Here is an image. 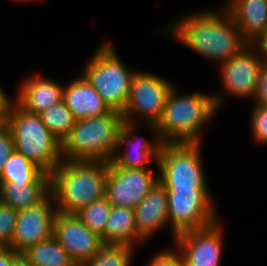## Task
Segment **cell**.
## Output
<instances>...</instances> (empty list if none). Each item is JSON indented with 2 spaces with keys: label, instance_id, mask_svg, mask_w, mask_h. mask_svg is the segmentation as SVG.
<instances>
[{
  "label": "cell",
  "instance_id": "cell-1",
  "mask_svg": "<svg viewBox=\"0 0 267 266\" xmlns=\"http://www.w3.org/2000/svg\"><path fill=\"white\" fill-rule=\"evenodd\" d=\"M221 11L191 12L172 24L166 32L198 54L219 63L238 55L249 43L240 33L232 16L223 6Z\"/></svg>",
  "mask_w": 267,
  "mask_h": 266
},
{
  "label": "cell",
  "instance_id": "cell-2",
  "mask_svg": "<svg viewBox=\"0 0 267 266\" xmlns=\"http://www.w3.org/2000/svg\"><path fill=\"white\" fill-rule=\"evenodd\" d=\"M195 92L181 95L174 85L155 125L161 143H202V128L216 114L223 96Z\"/></svg>",
  "mask_w": 267,
  "mask_h": 266
},
{
  "label": "cell",
  "instance_id": "cell-3",
  "mask_svg": "<svg viewBox=\"0 0 267 266\" xmlns=\"http://www.w3.org/2000/svg\"><path fill=\"white\" fill-rule=\"evenodd\" d=\"M108 162L62 160L50 173V194L60 213L75 214L105 196Z\"/></svg>",
  "mask_w": 267,
  "mask_h": 266
},
{
  "label": "cell",
  "instance_id": "cell-4",
  "mask_svg": "<svg viewBox=\"0 0 267 266\" xmlns=\"http://www.w3.org/2000/svg\"><path fill=\"white\" fill-rule=\"evenodd\" d=\"M123 122L122 113L115 110L76 120L71 133L61 144L62 160L110 162Z\"/></svg>",
  "mask_w": 267,
  "mask_h": 266
},
{
  "label": "cell",
  "instance_id": "cell-5",
  "mask_svg": "<svg viewBox=\"0 0 267 266\" xmlns=\"http://www.w3.org/2000/svg\"><path fill=\"white\" fill-rule=\"evenodd\" d=\"M5 122L11 130L14 149L44 172L50 174L62 162L61 143L48 130L39 114L25 111L13 98Z\"/></svg>",
  "mask_w": 267,
  "mask_h": 266
},
{
  "label": "cell",
  "instance_id": "cell-6",
  "mask_svg": "<svg viewBox=\"0 0 267 266\" xmlns=\"http://www.w3.org/2000/svg\"><path fill=\"white\" fill-rule=\"evenodd\" d=\"M128 67L108 40L98 46L81 75L99 93L110 110L123 113L133 76L137 72Z\"/></svg>",
  "mask_w": 267,
  "mask_h": 266
},
{
  "label": "cell",
  "instance_id": "cell-7",
  "mask_svg": "<svg viewBox=\"0 0 267 266\" xmlns=\"http://www.w3.org/2000/svg\"><path fill=\"white\" fill-rule=\"evenodd\" d=\"M202 143H163L158 181L165 189H209L201 155Z\"/></svg>",
  "mask_w": 267,
  "mask_h": 266
},
{
  "label": "cell",
  "instance_id": "cell-8",
  "mask_svg": "<svg viewBox=\"0 0 267 266\" xmlns=\"http://www.w3.org/2000/svg\"><path fill=\"white\" fill-rule=\"evenodd\" d=\"M174 84L161 76L137 70L133 76L130 94L122 113L124 121L136 123L138 121L152 129L155 136V125L164 111L169 92ZM136 116V117H135ZM135 118H140L136 121Z\"/></svg>",
  "mask_w": 267,
  "mask_h": 266
},
{
  "label": "cell",
  "instance_id": "cell-9",
  "mask_svg": "<svg viewBox=\"0 0 267 266\" xmlns=\"http://www.w3.org/2000/svg\"><path fill=\"white\" fill-rule=\"evenodd\" d=\"M172 238L219 221L209 189H165Z\"/></svg>",
  "mask_w": 267,
  "mask_h": 266
},
{
  "label": "cell",
  "instance_id": "cell-10",
  "mask_svg": "<svg viewBox=\"0 0 267 266\" xmlns=\"http://www.w3.org/2000/svg\"><path fill=\"white\" fill-rule=\"evenodd\" d=\"M151 169H125L108 162L105 197L111 205L134 209L158 183Z\"/></svg>",
  "mask_w": 267,
  "mask_h": 266
},
{
  "label": "cell",
  "instance_id": "cell-11",
  "mask_svg": "<svg viewBox=\"0 0 267 266\" xmlns=\"http://www.w3.org/2000/svg\"><path fill=\"white\" fill-rule=\"evenodd\" d=\"M266 61L267 58L258 47L249 44L231 60L220 63L222 87L227 95L235 98H254L258 75Z\"/></svg>",
  "mask_w": 267,
  "mask_h": 266
},
{
  "label": "cell",
  "instance_id": "cell-12",
  "mask_svg": "<svg viewBox=\"0 0 267 266\" xmlns=\"http://www.w3.org/2000/svg\"><path fill=\"white\" fill-rule=\"evenodd\" d=\"M218 222L175 237L173 245L180 252L184 266H221L224 235Z\"/></svg>",
  "mask_w": 267,
  "mask_h": 266
},
{
  "label": "cell",
  "instance_id": "cell-13",
  "mask_svg": "<svg viewBox=\"0 0 267 266\" xmlns=\"http://www.w3.org/2000/svg\"><path fill=\"white\" fill-rule=\"evenodd\" d=\"M56 213L57 209L51 194L40 204L18 211L8 248L15 252H23L29 246L53 236Z\"/></svg>",
  "mask_w": 267,
  "mask_h": 266
},
{
  "label": "cell",
  "instance_id": "cell-14",
  "mask_svg": "<svg viewBox=\"0 0 267 266\" xmlns=\"http://www.w3.org/2000/svg\"><path fill=\"white\" fill-rule=\"evenodd\" d=\"M53 236L75 263L91 259L104 245L102 238L87 228L75 214L57 211Z\"/></svg>",
  "mask_w": 267,
  "mask_h": 266
},
{
  "label": "cell",
  "instance_id": "cell-15",
  "mask_svg": "<svg viewBox=\"0 0 267 266\" xmlns=\"http://www.w3.org/2000/svg\"><path fill=\"white\" fill-rule=\"evenodd\" d=\"M137 126V123L124 121L118 132V144L111 162L119 168L150 169L148 162L151 161L157 165L161 141L158 136H154V142L140 136L136 137L134 134ZM121 149L125 150L120 153Z\"/></svg>",
  "mask_w": 267,
  "mask_h": 266
},
{
  "label": "cell",
  "instance_id": "cell-16",
  "mask_svg": "<svg viewBox=\"0 0 267 266\" xmlns=\"http://www.w3.org/2000/svg\"><path fill=\"white\" fill-rule=\"evenodd\" d=\"M20 84L14 101L30 113L40 114L63 99L64 84L62 85L52 78L37 74L26 78Z\"/></svg>",
  "mask_w": 267,
  "mask_h": 266
},
{
  "label": "cell",
  "instance_id": "cell-17",
  "mask_svg": "<svg viewBox=\"0 0 267 266\" xmlns=\"http://www.w3.org/2000/svg\"><path fill=\"white\" fill-rule=\"evenodd\" d=\"M139 238L144 242L169 222L165 188L158 182L134 208Z\"/></svg>",
  "mask_w": 267,
  "mask_h": 266
},
{
  "label": "cell",
  "instance_id": "cell-18",
  "mask_svg": "<svg viewBox=\"0 0 267 266\" xmlns=\"http://www.w3.org/2000/svg\"><path fill=\"white\" fill-rule=\"evenodd\" d=\"M249 44H256L267 30V0H229L224 5Z\"/></svg>",
  "mask_w": 267,
  "mask_h": 266
},
{
  "label": "cell",
  "instance_id": "cell-19",
  "mask_svg": "<svg viewBox=\"0 0 267 266\" xmlns=\"http://www.w3.org/2000/svg\"><path fill=\"white\" fill-rule=\"evenodd\" d=\"M63 100L76 120L102 116L110 111L99 93L82 75L64 86Z\"/></svg>",
  "mask_w": 267,
  "mask_h": 266
},
{
  "label": "cell",
  "instance_id": "cell-20",
  "mask_svg": "<svg viewBox=\"0 0 267 266\" xmlns=\"http://www.w3.org/2000/svg\"><path fill=\"white\" fill-rule=\"evenodd\" d=\"M50 195V182L0 183V202L16 211L34 207Z\"/></svg>",
  "mask_w": 267,
  "mask_h": 266
},
{
  "label": "cell",
  "instance_id": "cell-21",
  "mask_svg": "<svg viewBox=\"0 0 267 266\" xmlns=\"http://www.w3.org/2000/svg\"><path fill=\"white\" fill-rule=\"evenodd\" d=\"M143 243L135 224L134 209L112 205L104 230V244H123L135 247Z\"/></svg>",
  "mask_w": 267,
  "mask_h": 266
},
{
  "label": "cell",
  "instance_id": "cell-22",
  "mask_svg": "<svg viewBox=\"0 0 267 266\" xmlns=\"http://www.w3.org/2000/svg\"><path fill=\"white\" fill-rule=\"evenodd\" d=\"M7 182H50V174L14 150L0 174V183Z\"/></svg>",
  "mask_w": 267,
  "mask_h": 266
},
{
  "label": "cell",
  "instance_id": "cell-23",
  "mask_svg": "<svg viewBox=\"0 0 267 266\" xmlns=\"http://www.w3.org/2000/svg\"><path fill=\"white\" fill-rule=\"evenodd\" d=\"M23 253L35 266H72L75 264L54 236L29 246Z\"/></svg>",
  "mask_w": 267,
  "mask_h": 266
},
{
  "label": "cell",
  "instance_id": "cell-24",
  "mask_svg": "<svg viewBox=\"0 0 267 266\" xmlns=\"http://www.w3.org/2000/svg\"><path fill=\"white\" fill-rule=\"evenodd\" d=\"M42 122L62 144L76 123L73 113L62 99L39 114Z\"/></svg>",
  "mask_w": 267,
  "mask_h": 266
},
{
  "label": "cell",
  "instance_id": "cell-25",
  "mask_svg": "<svg viewBox=\"0 0 267 266\" xmlns=\"http://www.w3.org/2000/svg\"><path fill=\"white\" fill-rule=\"evenodd\" d=\"M112 205L104 196L102 199L93 201L89 205L81 208L75 215L92 232L98 234L104 243V230Z\"/></svg>",
  "mask_w": 267,
  "mask_h": 266
},
{
  "label": "cell",
  "instance_id": "cell-26",
  "mask_svg": "<svg viewBox=\"0 0 267 266\" xmlns=\"http://www.w3.org/2000/svg\"><path fill=\"white\" fill-rule=\"evenodd\" d=\"M133 247L123 244H104L82 266H130Z\"/></svg>",
  "mask_w": 267,
  "mask_h": 266
},
{
  "label": "cell",
  "instance_id": "cell-27",
  "mask_svg": "<svg viewBox=\"0 0 267 266\" xmlns=\"http://www.w3.org/2000/svg\"><path fill=\"white\" fill-rule=\"evenodd\" d=\"M18 211L0 202V247L7 248L13 236Z\"/></svg>",
  "mask_w": 267,
  "mask_h": 266
},
{
  "label": "cell",
  "instance_id": "cell-28",
  "mask_svg": "<svg viewBox=\"0 0 267 266\" xmlns=\"http://www.w3.org/2000/svg\"><path fill=\"white\" fill-rule=\"evenodd\" d=\"M251 133L254 140L260 145L267 144V107L254 104L251 111Z\"/></svg>",
  "mask_w": 267,
  "mask_h": 266
},
{
  "label": "cell",
  "instance_id": "cell-29",
  "mask_svg": "<svg viewBox=\"0 0 267 266\" xmlns=\"http://www.w3.org/2000/svg\"><path fill=\"white\" fill-rule=\"evenodd\" d=\"M13 136L8 124L4 121L0 123V174L4 165L14 151Z\"/></svg>",
  "mask_w": 267,
  "mask_h": 266
},
{
  "label": "cell",
  "instance_id": "cell-30",
  "mask_svg": "<svg viewBox=\"0 0 267 266\" xmlns=\"http://www.w3.org/2000/svg\"><path fill=\"white\" fill-rule=\"evenodd\" d=\"M166 249L157 252L150 260L148 266H184L181 254L178 250Z\"/></svg>",
  "mask_w": 267,
  "mask_h": 266
},
{
  "label": "cell",
  "instance_id": "cell-31",
  "mask_svg": "<svg viewBox=\"0 0 267 266\" xmlns=\"http://www.w3.org/2000/svg\"><path fill=\"white\" fill-rule=\"evenodd\" d=\"M253 100L254 104L267 107V61L260 69Z\"/></svg>",
  "mask_w": 267,
  "mask_h": 266
},
{
  "label": "cell",
  "instance_id": "cell-32",
  "mask_svg": "<svg viewBox=\"0 0 267 266\" xmlns=\"http://www.w3.org/2000/svg\"><path fill=\"white\" fill-rule=\"evenodd\" d=\"M12 100L0 87V123L6 120L8 107Z\"/></svg>",
  "mask_w": 267,
  "mask_h": 266
},
{
  "label": "cell",
  "instance_id": "cell-33",
  "mask_svg": "<svg viewBox=\"0 0 267 266\" xmlns=\"http://www.w3.org/2000/svg\"><path fill=\"white\" fill-rule=\"evenodd\" d=\"M0 266H14V251L11 248H0Z\"/></svg>",
  "mask_w": 267,
  "mask_h": 266
},
{
  "label": "cell",
  "instance_id": "cell-34",
  "mask_svg": "<svg viewBox=\"0 0 267 266\" xmlns=\"http://www.w3.org/2000/svg\"><path fill=\"white\" fill-rule=\"evenodd\" d=\"M14 266H35L23 252L14 251Z\"/></svg>",
  "mask_w": 267,
  "mask_h": 266
},
{
  "label": "cell",
  "instance_id": "cell-35",
  "mask_svg": "<svg viewBox=\"0 0 267 266\" xmlns=\"http://www.w3.org/2000/svg\"><path fill=\"white\" fill-rule=\"evenodd\" d=\"M255 45L263 53V55L267 58V30H266L265 34L259 39V41Z\"/></svg>",
  "mask_w": 267,
  "mask_h": 266
},
{
  "label": "cell",
  "instance_id": "cell-36",
  "mask_svg": "<svg viewBox=\"0 0 267 266\" xmlns=\"http://www.w3.org/2000/svg\"><path fill=\"white\" fill-rule=\"evenodd\" d=\"M72 266H82V264H81V263H75V264L72 265Z\"/></svg>",
  "mask_w": 267,
  "mask_h": 266
},
{
  "label": "cell",
  "instance_id": "cell-37",
  "mask_svg": "<svg viewBox=\"0 0 267 266\" xmlns=\"http://www.w3.org/2000/svg\"><path fill=\"white\" fill-rule=\"evenodd\" d=\"M18 1L20 2V0H18ZM21 1L25 2V1H32V0H21Z\"/></svg>",
  "mask_w": 267,
  "mask_h": 266
}]
</instances>
